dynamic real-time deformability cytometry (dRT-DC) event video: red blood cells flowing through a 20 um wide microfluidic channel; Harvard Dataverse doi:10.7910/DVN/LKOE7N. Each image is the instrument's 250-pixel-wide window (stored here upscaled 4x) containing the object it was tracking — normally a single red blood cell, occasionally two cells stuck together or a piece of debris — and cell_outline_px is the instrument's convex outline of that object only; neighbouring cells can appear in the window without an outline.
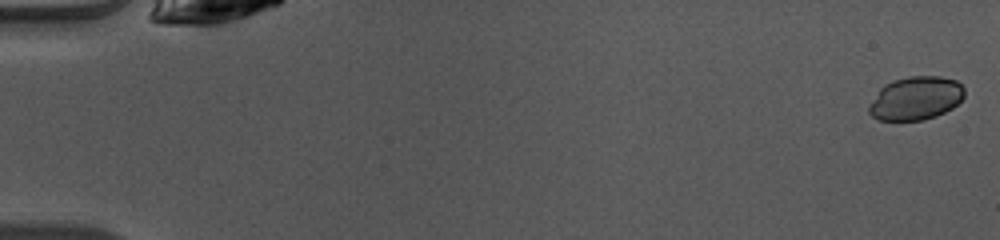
{"species": "common noctule bat (a hibernating species)", "species_latin": "Nyctalus noctula", "temperature_condition": "warm", "stored_images_in_passage": 48, "camera_frame_rate_fps": 3000, "um_per_image_px": 0.085, "animal": {"sex": "female", "body_mass_g": 10.0, "forearm_length_mm": 53.1}, "frame": {"image": 1, "passage_image": 1, "time_ms": 0.0, "image_size_px": [1000, 240], "cell_outline_px": [[964, 96], [952, 108], [936, 116], [924, 120], [880, 120], [872, 116], [868, 112], [868, 104], [880, 88], [884, 84], [892, 80], [908, 76], [940, 76], [956, 80], [964, 88]], "centroid_in_image_um": [77.81, 8.34], "position_along_channel_um": 7.2, "area_um2": 24.28}}
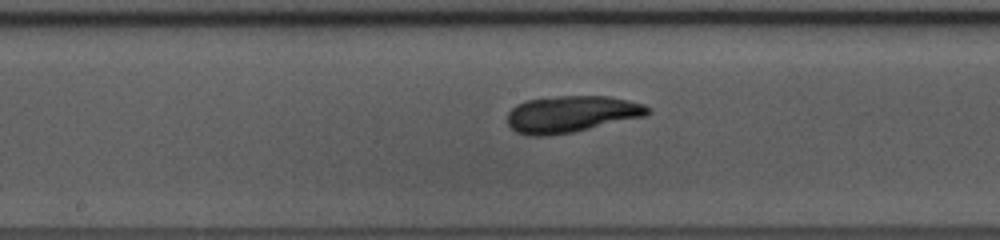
{"frame": {"image": 2, "passage_image": 26, "time_ms": 8.333, "image_size_px": [1000, 240], "cell_outline_px": [[652, 112], [644, 116], [572, 132], [548, 136], [528, 136], [516, 132], [508, 124], [508, 112], [516, 104], [524, 100], [556, 96], [608, 96], [628, 100], [644, 104]], "centroid_in_image_um": [48.52, 9.69], "position_along_channel_um": 199.7, "area_um2": 29.94}}
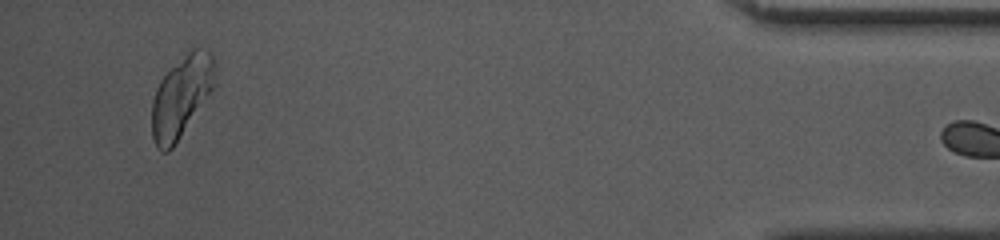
{"frame": {"image": 3, "passage_image": 47, "time_ms": 15.333, "image_size_px": [1000, 240], "cell_outline_px": [[216, 84], [172, 148], [168, 152], [160, 152], [156, 148], [152, 136], [152, 100], [156, 88], [160, 80], [192, 48], [208, 48], [212, 56], [216, 72]], "centroid_in_image_um": [15.41, 8.21], "position_along_channel_um": 419.8, "area_um2": 29.59}}